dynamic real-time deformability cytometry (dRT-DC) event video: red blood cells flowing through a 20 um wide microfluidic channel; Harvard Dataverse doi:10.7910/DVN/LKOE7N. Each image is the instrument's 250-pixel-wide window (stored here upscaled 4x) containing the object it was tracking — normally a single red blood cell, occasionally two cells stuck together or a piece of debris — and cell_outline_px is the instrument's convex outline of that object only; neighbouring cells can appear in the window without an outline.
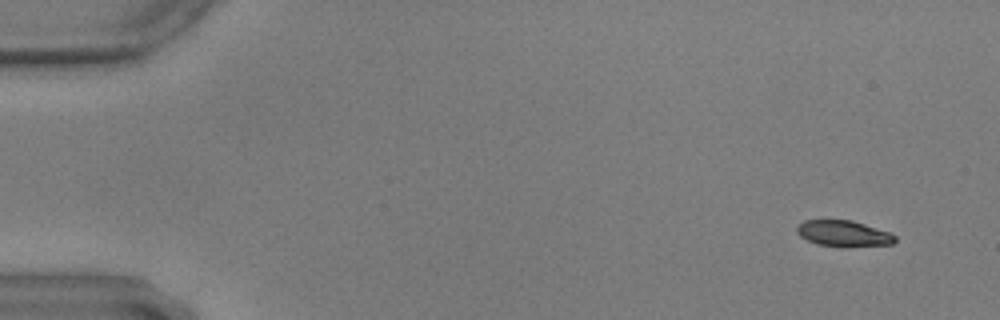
{"species": "common noctule bat (a hibernating species)", "species_latin": "Nyctalus noctula", "temperature_condition": "warm", "stored_images_in_passage": 13, "camera_frame_rate_fps": 3000, "um_per_image_px": 0.085, "animal": {"sex": "male", "body_mass_g": 17.9, "forearm_length_mm": 54.2}, "frame": {"image": 1, "passage_image": 1, "time_ms": 0.0, "image_size_px": [1000, 320], "cell_outline_px": [[896, 240], [892, 244], [848, 248], [844, 248], [816, 244], [800, 236], [796, 232], [796, 228], [804, 220], [852, 220], [888, 232], [896, 236]], "centroid_in_image_um": [71.7, 19.87], "position_along_channel_um": 13.3, "area_um2": 15.09}}